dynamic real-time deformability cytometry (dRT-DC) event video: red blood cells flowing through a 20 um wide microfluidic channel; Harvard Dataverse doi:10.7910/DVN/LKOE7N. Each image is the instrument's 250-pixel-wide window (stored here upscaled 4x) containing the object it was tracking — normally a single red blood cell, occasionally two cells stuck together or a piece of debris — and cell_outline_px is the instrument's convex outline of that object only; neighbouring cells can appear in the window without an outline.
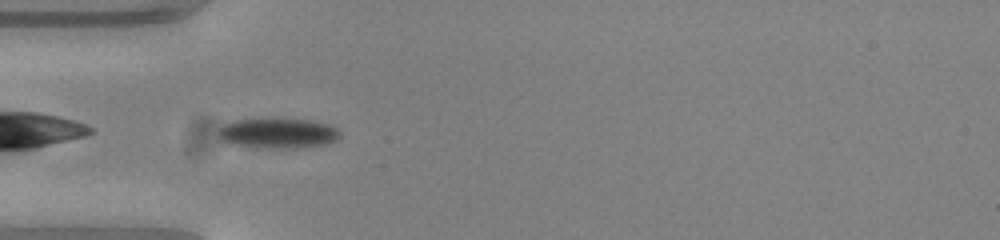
{"species": "common noctule bat (a hibernating species)", "species_latin": "Nyctalus noctula", "temperature_condition": "warm", "stored_images_in_passage": 39, "camera_frame_rate_fps": 3000, "um_per_image_px": 0.085, "animal": {"sex": "female", "body_mass_g": 23.0, "forearm_length_mm": 53.4}, "frame": {"image": 1, "passage_image": 2, "time_ms": 0.333, "image_size_px": [1000, 240], "cell_outline_px": [[340, 136], [336, 140], [324, 144], [292, 148], [272, 148], [228, 144], [220, 140], [220, 128], [224, 124], [232, 120], [312, 120], [328, 124], [336, 128], [340, 132]], "centroid_in_image_um": [23.62, 11.34], "position_along_channel_um": 61.4, "area_um2": 20.87}}
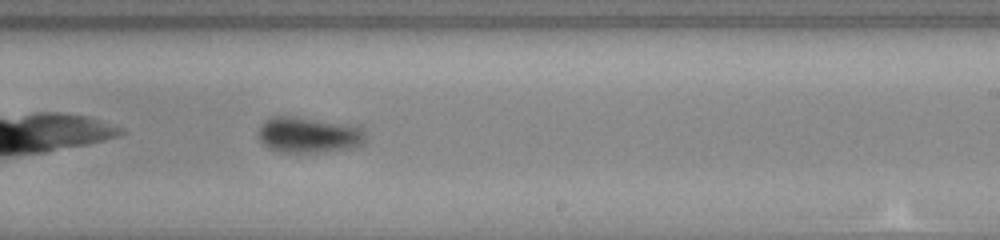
{"frame": {"image": 2, "passage_image": 18, "time_ms": 5.667, "image_size_px": [1000, 240], "cell_outline_px": [[364, 140], [360, 144], [340, 148], [316, 152], [276, 152], [268, 148], [260, 140], [256, 132], [264, 120], [272, 116], [292, 116], [360, 124], [364, 132]], "centroid_in_image_um": [26.18, 11.42], "position_along_channel_um": 262.8, "area_um2": 22.54}}
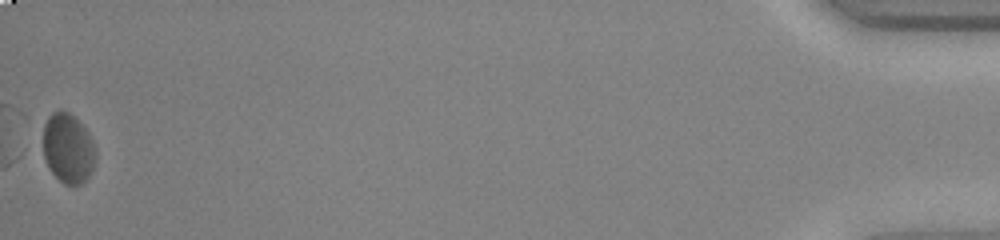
{"frame": {"image": 3, "passage_image": 39, "time_ms": 12.667, "image_size_px": [1000, 240], "cell_outline_px": [[96, 160], [92, 172], [80, 184], [64, 184], [48, 168], [44, 156], [44, 124], [48, 116], [52, 112], [68, 112], [88, 132], [96, 148]], "centroid_in_image_um": [5.8, 12.63], "position_along_channel_um": 429.4, "area_um2": 21.1}, "authors_computed_cell_mechanics": {"area_um2": 21.675, "velocity_mm_per_s": 3.8161, "shape_relaxation_time_tau1_ms": 1.9509, "shape_relaxation_time_tau2_ms": 6.9685, "deformation_change_tau1": 0.1015, "deformation_change_tau2": 0.0832}}